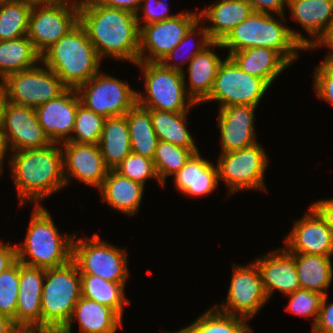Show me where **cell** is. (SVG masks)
<instances>
[{
	"instance_id": "obj_44",
	"label": "cell",
	"mask_w": 333,
	"mask_h": 333,
	"mask_svg": "<svg viewBox=\"0 0 333 333\" xmlns=\"http://www.w3.org/2000/svg\"><path fill=\"white\" fill-rule=\"evenodd\" d=\"M316 96L333 104V56H325L314 71Z\"/></svg>"
},
{
	"instance_id": "obj_40",
	"label": "cell",
	"mask_w": 333,
	"mask_h": 333,
	"mask_svg": "<svg viewBox=\"0 0 333 333\" xmlns=\"http://www.w3.org/2000/svg\"><path fill=\"white\" fill-rule=\"evenodd\" d=\"M19 294V261L0 273V314L8 316L16 324Z\"/></svg>"
},
{
	"instance_id": "obj_45",
	"label": "cell",
	"mask_w": 333,
	"mask_h": 333,
	"mask_svg": "<svg viewBox=\"0 0 333 333\" xmlns=\"http://www.w3.org/2000/svg\"><path fill=\"white\" fill-rule=\"evenodd\" d=\"M142 4H144L143 7ZM167 6L168 4L162 0H142L141 11L145 22L143 25L174 18L176 15H170Z\"/></svg>"
},
{
	"instance_id": "obj_2",
	"label": "cell",
	"mask_w": 333,
	"mask_h": 333,
	"mask_svg": "<svg viewBox=\"0 0 333 333\" xmlns=\"http://www.w3.org/2000/svg\"><path fill=\"white\" fill-rule=\"evenodd\" d=\"M13 154L8 162L19 205L31 201L36 206L41 205V200L65 187L60 143H51L39 149L14 151Z\"/></svg>"
},
{
	"instance_id": "obj_13",
	"label": "cell",
	"mask_w": 333,
	"mask_h": 333,
	"mask_svg": "<svg viewBox=\"0 0 333 333\" xmlns=\"http://www.w3.org/2000/svg\"><path fill=\"white\" fill-rule=\"evenodd\" d=\"M41 62V66L7 75L9 102L36 108L57 98L67 87L61 79Z\"/></svg>"
},
{
	"instance_id": "obj_17",
	"label": "cell",
	"mask_w": 333,
	"mask_h": 333,
	"mask_svg": "<svg viewBox=\"0 0 333 333\" xmlns=\"http://www.w3.org/2000/svg\"><path fill=\"white\" fill-rule=\"evenodd\" d=\"M61 149L66 186L74 178L99 189L110 170L103 160L99 145L64 142Z\"/></svg>"
},
{
	"instance_id": "obj_8",
	"label": "cell",
	"mask_w": 333,
	"mask_h": 333,
	"mask_svg": "<svg viewBox=\"0 0 333 333\" xmlns=\"http://www.w3.org/2000/svg\"><path fill=\"white\" fill-rule=\"evenodd\" d=\"M72 242V260L80 274L96 275L113 283H126L128 280V259L124 249L101 240L99 234L92 238L75 239Z\"/></svg>"
},
{
	"instance_id": "obj_19",
	"label": "cell",
	"mask_w": 333,
	"mask_h": 333,
	"mask_svg": "<svg viewBox=\"0 0 333 333\" xmlns=\"http://www.w3.org/2000/svg\"><path fill=\"white\" fill-rule=\"evenodd\" d=\"M80 104L77 89L67 88L57 98L35 108L39 123L52 143H63L71 138Z\"/></svg>"
},
{
	"instance_id": "obj_27",
	"label": "cell",
	"mask_w": 333,
	"mask_h": 333,
	"mask_svg": "<svg viewBox=\"0 0 333 333\" xmlns=\"http://www.w3.org/2000/svg\"><path fill=\"white\" fill-rule=\"evenodd\" d=\"M287 7L293 20L313 37L309 49H314L333 20V0H288Z\"/></svg>"
},
{
	"instance_id": "obj_18",
	"label": "cell",
	"mask_w": 333,
	"mask_h": 333,
	"mask_svg": "<svg viewBox=\"0 0 333 333\" xmlns=\"http://www.w3.org/2000/svg\"><path fill=\"white\" fill-rule=\"evenodd\" d=\"M309 209L284 238V248L289 253L332 256L333 231L312 206Z\"/></svg>"
},
{
	"instance_id": "obj_28",
	"label": "cell",
	"mask_w": 333,
	"mask_h": 333,
	"mask_svg": "<svg viewBox=\"0 0 333 333\" xmlns=\"http://www.w3.org/2000/svg\"><path fill=\"white\" fill-rule=\"evenodd\" d=\"M99 190L103 202L111 208L130 216L139 211L144 193L142 184L123 177L115 170H109Z\"/></svg>"
},
{
	"instance_id": "obj_15",
	"label": "cell",
	"mask_w": 333,
	"mask_h": 333,
	"mask_svg": "<svg viewBox=\"0 0 333 333\" xmlns=\"http://www.w3.org/2000/svg\"><path fill=\"white\" fill-rule=\"evenodd\" d=\"M227 301L218 310L248 320L265 305L268 297L264 291L261 274L253 261L247 266L233 265Z\"/></svg>"
},
{
	"instance_id": "obj_34",
	"label": "cell",
	"mask_w": 333,
	"mask_h": 333,
	"mask_svg": "<svg viewBox=\"0 0 333 333\" xmlns=\"http://www.w3.org/2000/svg\"><path fill=\"white\" fill-rule=\"evenodd\" d=\"M151 113L153 129L158 140L183 148H197L188 131L187 112H168L148 109Z\"/></svg>"
},
{
	"instance_id": "obj_30",
	"label": "cell",
	"mask_w": 333,
	"mask_h": 333,
	"mask_svg": "<svg viewBox=\"0 0 333 333\" xmlns=\"http://www.w3.org/2000/svg\"><path fill=\"white\" fill-rule=\"evenodd\" d=\"M98 145L110 170H114L132 152L125 115L105 119Z\"/></svg>"
},
{
	"instance_id": "obj_12",
	"label": "cell",
	"mask_w": 333,
	"mask_h": 333,
	"mask_svg": "<svg viewBox=\"0 0 333 333\" xmlns=\"http://www.w3.org/2000/svg\"><path fill=\"white\" fill-rule=\"evenodd\" d=\"M79 22V4L62 1L33 5L29 15L28 38L42 55Z\"/></svg>"
},
{
	"instance_id": "obj_16",
	"label": "cell",
	"mask_w": 333,
	"mask_h": 333,
	"mask_svg": "<svg viewBox=\"0 0 333 333\" xmlns=\"http://www.w3.org/2000/svg\"><path fill=\"white\" fill-rule=\"evenodd\" d=\"M1 127L13 152L44 148L52 143L41 127L33 107L9 102Z\"/></svg>"
},
{
	"instance_id": "obj_55",
	"label": "cell",
	"mask_w": 333,
	"mask_h": 333,
	"mask_svg": "<svg viewBox=\"0 0 333 333\" xmlns=\"http://www.w3.org/2000/svg\"><path fill=\"white\" fill-rule=\"evenodd\" d=\"M32 5L56 4L64 0H24Z\"/></svg>"
},
{
	"instance_id": "obj_42",
	"label": "cell",
	"mask_w": 333,
	"mask_h": 333,
	"mask_svg": "<svg viewBox=\"0 0 333 333\" xmlns=\"http://www.w3.org/2000/svg\"><path fill=\"white\" fill-rule=\"evenodd\" d=\"M201 21H197L190 29L189 31L185 34V37L180 41V43L165 57L163 58V60L160 62L164 67L171 69V70H175V71H179V72H184V68L182 67V64H184V61L182 59V62L176 63L174 62V64L169 63L170 61H173L174 59H176V55L178 54L179 50H182V47L184 46V48L187 46L186 44L192 40V38L197 35H201L200 40L197 41L198 43L196 44L197 47L196 49L193 51L191 50L190 53L188 52V55L185 58V62H190L198 53L202 52L207 46H209L213 41L210 39L207 30L205 29V26H201L199 23ZM200 25V28H199ZM199 28V29H198ZM188 47V46H187ZM191 49V48H190ZM180 50V51H181ZM187 50V49H186ZM189 50V48H188ZM183 51V50H182ZM179 55V54H178ZM182 55V54H181ZM177 60V59H176ZM169 63V64H168ZM176 63V64H175Z\"/></svg>"
},
{
	"instance_id": "obj_49",
	"label": "cell",
	"mask_w": 333,
	"mask_h": 333,
	"mask_svg": "<svg viewBox=\"0 0 333 333\" xmlns=\"http://www.w3.org/2000/svg\"><path fill=\"white\" fill-rule=\"evenodd\" d=\"M16 261V244L12 246L9 242L4 244L3 241H0V273L12 266Z\"/></svg>"
},
{
	"instance_id": "obj_36",
	"label": "cell",
	"mask_w": 333,
	"mask_h": 333,
	"mask_svg": "<svg viewBox=\"0 0 333 333\" xmlns=\"http://www.w3.org/2000/svg\"><path fill=\"white\" fill-rule=\"evenodd\" d=\"M250 328L244 318L222 312L214 306L189 326L164 333H245Z\"/></svg>"
},
{
	"instance_id": "obj_52",
	"label": "cell",
	"mask_w": 333,
	"mask_h": 333,
	"mask_svg": "<svg viewBox=\"0 0 333 333\" xmlns=\"http://www.w3.org/2000/svg\"><path fill=\"white\" fill-rule=\"evenodd\" d=\"M22 331L12 319L0 314V333H19Z\"/></svg>"
},
{
	"instance_id": "obj_22",
	"label": "cell",
	"mask_w": 333,
	"mask_h": 333,
	"mask_svg": "<svg viewBox=\"0 0 333 333\" xmlns=\"http://www.w3.org/2000/svg\"><path fill=\"white\" fill-rule=\"evenodd\" d=\"M254 262L260 271L268 299L273 295L274 290L287 296L301 289L295 259L285 248L272 250Z\"/></svg>"
},
{
	"instance_id": "obj_21",
	"label": "cell",
	"mask_w": 333,
	"mask_h": 333,
	"mask_svg": "<svg viewBox=\"0 0 333 333\" xmlns=\"http://www.w3.org/2000/svg\"><path fill=\"white\" fill-rule=\"evenodd\" d=\"M256 106L232 105L219 109L221 153L247 148L257 143L254 117Z\"/></svg>"
},
{
	"instance_id": "obj_53",
	"label": "cell",
	"mask_w": 333,
	"mask_h": 333,
	"mask_svg": "<svg viewBox=\"0 0 333 333\" xmlns=\"http://www.w3.org/2000/svg\"><path fill=\"white\" fill-rule=\"evenodd\" d=\"M327 46L329 48L330 52L326 56H333V20L331 22L330 27L328 28L326 34L322 37V39L314 46L322 47Z\"/></svg>"
},
{
	"instance_id": "obj_31",
	"label": "cell",
	"mask_w": 333,
	"mask_h": 333,
	"mask_svg": "<svg viewBox=\"0 0 333 333\" xmlns=\"http://www.w3.org/2000/svg\"><path fill=\"white\" fill-rule=\"evenodd\" d=\"M295 259L301 289L326 295L333 280L331 256L290 253Z\"/></svg>"
},
{
	"instance_id": "obj_56",
	"label": "cell",
	"mask_w": 333,
	"mask_h": 333,
	"mask_svg": "<svg viewBox=\"0 0 333 333\" xmlns=\"http://www.w3.org/2000/svg\"><path fill=\"white\" fill-rule=\"evenodd\" d=\"M64 1H71V2H74V3H77V4H82V3H85V2H88V1H91V0H80V1H77V0H64Z\"/></svg>"
},
{
	"instance_id": "obj_58",
	"label": "cell",
	"mask_w": 333,
	"mask_h": 333,
	"mask_svg": "<svg viewBox=\"0 0 333 333\" xmlns=\"http://www.w3.org/2000/svg\"><path fill=\"white\" fill-rule=\"evenodd\" d=\"M245 333H254L251 327Z\"/></svg>"
},
{
	"instance_id": "obj_26",
	"label": "cell",
	"mask_w": 333,
	"mask_h": 333,
	"mask_svg": "<svg viewBox=\"0 0 333 333\" xmlns=\"http://www.w3.org/2000/svg\"><path fill=\"white\" fill-rule=\"evenodd\" d=\"M77 320L80 333H115L122 327V318L111 308L81 296L74 306L68 324L59 333H71V325Z\"/></svg>"
},
{
	"instance_id": "obj_7",
	"label": "cell",
	"mask_w": 333,
	"mask_h": 333,
	"mask_svg": "<svg viewBox=\"0 0 333 333\" xmlns=\"http://www.w3.org/2000/svg\"><path fill=\"white\" fill-rule=\"evenodd\" d=\"M143 72L145 95L137 93V104L146 109L187 112L196 105L185 89V72L164 67L160 62H137Z\"/></svg>"
},
{
	"instance_id": "obj_6",
	"label": "cell",
	"mask_w": 333,
	"mask_h": 333,
	"mask_svg": "<svg viewBox=\"0 0 333 333\" xmlns=\"http://www.w3.org/2000/svg\"><path fill=\"white\" fill-rule=\"evenodd\" d=\"M80 297L81 276L73 260L45 269L41 299L42 332L59 333L68 324Z\"/></svg>"
},
{
	"instance_id": "obj_43",
	"label": "cell",
	"mask_w": 333,
	"mask_h": 333,
	"mask_svg": "<svg viewBox=\"0 0 333 333\" xmlns=\"http://www.w3.org/2000/svg\"><path fill=\"white\" fill-rule=\"evenodd\" d=\"M287 297L290 300L287 311L301 317H313L312 326L314 327L324 295L306 289H298Z\"/></svg>"
},
{
	"instance_id": "obj_24",
	"label": "cell",
	"mask_w": 333,
	"mask_h": 333,
	"mask_svg": "<svg viewBox=\"0 0 333 333\" xmlns=\"http://www.w3.org/2000/svg\"><path fill=\"white\" fill-rule=\"evenodd\" d=\"M177 191L189 197H200L212 193L218 186V167L204 159L199 151L174 175Z\"/></svg>"
},
{
	"instance_id": "obj_32",
	"label": "cell",
	"mask_w": 333,
	"mask_h": 333,
	"mask_svg": "<svg viewBox=\"0 0 333 333\" xmlns=\"http://www.w3.org/2000/svg\"><path fill=\"white\" fill-rule=\"evenodd\" d=\"M41 55L35 50L28 36L0 41V78L21 70L35 67Z\"/></svg>"
},
{
	"instance_id": "obj_46",
	"label": "cell",
	"mask_w": 333,
	"mask_h": 333,
	"mask_svg": "<svg viewBox=\"0 0 333 333\" xmlns=\"http://www.w3.org/2000/svg\"><path fill=\"white\" fill-rule=\"evenodd\" d=\"M328 295H324L318 319L312 327V333H333V303L327 304Z\"/></svg>"
},
{
	"instance_id": "obj_5",
	"label": "cell",
	"mask_w": 333,
	"mask_h": 333,
	"mask_svg": "<svg viewBox=\"0 0 333 333\" xmlns=\"http://www.w3.org/2000/svg\"><path fill=\"white\" fill-rule=\"evenodd\" d=\"M73 238L74 234L60 235L48 210L35 205L25 241L16 244L17 260L42 269L65 265L72 260Z\"/></svg>"
},
{
	"instance_id": "obj_20",
	"label": "cell",
	"mask_w": 333,
	"mask_h": 333,
	"mask_svg": "<svg viewBox=\"0 0 333 333\" xmlns=\"http://www.w3.org/2000/svg\"><path fill=\"white\" fill-rule=\"evenodd\" d=\"M45 269L19 261L16 325L24 331H42L41 299Z\"/></svg>"
},
{
	"instance_id": "obj_25",
	"label": "cell",
	"mask_w": 333,
	"mask_h": 333,
	"mask_svg": "<svg viewBox=\"0 0 333 333\" xmlns=\"http://www.w3.org/2000/svg\"><path fill=\"white\" fill-rule=\"evenodd\" d=\"M211 47L222 49L221 42H212L188 63L189 86L185 82L188 96L195 104L203 103L211 94L218 69L223 62Z\"/></svg>"
},
{
	"instance_id": "obj_10",
	"label": "cell",
	"mask_w": 333,
	"mask_h": 333,
	"mask_svg": "<svg viewBox=\"0 0 333 333\" xmlns=\"http://www.w3.org/2000/svg\"><path fill=\"white\" fill-rule=\"evenodd\" d=\"M270 85L261 78L252 76L227 56L221 63L209 97L204 101L220 103V108L232 105L258 106Z\"/></svg>"
},
{
	"instance_id": "obj_35",
	"label": "cell",
	"mask_w": 333,
	"mask_h": 333,
	"mask_svg": "<svg viewBox=\"0 0 333 333\" xmlns=\"http://www.w3.org/2000/svg\"><path fill=\"white\" fill-rule=\"evenodd\" d=\"M80 276L81 296L113 309L122 318L124 306L130 304L124 296L126 283H113L91 274Z\"/></svg>"
},
{
	"instance_id": "obj_37",
	"label": "cell",
	"mask_w": 333,
	"mask_h": 333,
	"mask_svg": "<svg viewBox=\"0 0 333 333\" xmlns=\"http://www.w3.org/2000/svg\"><path fill=\"white\" fill-rule=\"evenodd\" d=\"M32 6L24 0L0 1V41L28 35Z\"/></svg>"
},
{
	"instance_id": "obj_57",
	"label": "cell",
	"mask_w": 333,
	"mask_h": 333,
	"mask_svg": "<svg viewBox=\"0 0 333 333\" xmlns=\"http://www.w3.org/2000/svg\"><path fill=\"white\" fill-rule=\"evenodd\" d=\"M19 333H45V332H42V331H20Z\"/></svg>"
},
{
	"instance_id": "obj_33",
	"label": "cell",
	"mask_w": 333,
	"mask_h": 333,
	"mask_svg": "<svg viewBox=\"0 0 333 333\" xmlns=\"http://www.w3.org/2000/svg\"><path fill=\"white\" fill-rule=\"evenodd\" d=\"M125 116L132 152L153 159L158 137L153 129L150 111L136 104Z\"/></svg>"
},
{
	"instance_id": "obj_54",
	"label": "cell",
	"mask_w": 333,
	"mask_h": 333,
	"mask_svg": "<svg viewBox=\"0 0 333 333\" xmlns=\"http://www.w3.org/2000/svg\"><path fill=\"white\" fill-rule=\"evenodd\" d=\"M8 149L10 150L6 136L3 132L2 127L0 126V175L3 171V159H5V155L7 154L6 152L8 151Z\"/></svg>"
},
{
	"instance_id": "obj_23",
	"label": "cell",
	"mask_w": 333,
	"mask_h": 333,
	"mask_svg": "<svg viewBox=\"0 0 333 333\" xmlns=\"http://www.w3.org/2000/svg\"><path fill=\"white\" fill-rule=\"evenodd\" d=\"M253 12L247 0H220L201 10L199 20L210 22L212 25H205L210 39L213 42H221L233 28Z\"/></svg>"
},
{
	"instance_id": "obj_47",
	"label": "cell",
	"mask_w": 333,
	"mask_h": 333,
	"mask_svg": "<svg viewBox=\"0 0 333 333\" xmlns=\"http://www.w3.org/2000/svg\"><path fill=\"white\" fill-rule=\"evenodd\" d=\"M252 8L253 11L256 13H266L279 15L285 21L284 15V7L287 6L288 0H247ZM286 6H285V5Z\"/></svg>"
},
{
	"instance_id": "obj_51",
	"label": "cell",
	"mask_w": 333,
	"mask_h": 333,
	"mask_svg": "<svg viewBox=\"0 0 333 333\" xmlns=\"http://www.w3.org/2000/svg\"><path fill=\"white\" fill-rule=\"evenodd\" d=\"M9 104V95H8V87L6 81L1 79L0 81V126H2L4 113Z\"/></svg>"
},
{
	"instance_id": "obj_41",
	"label": "cell",
	"mask_w": 333,
	"mask_h": 333,
	"mask_svg": "<svg viewBox=\"0 0 333 333\" xmlns=\"http://www.w3.org/2000/svg\"><path fill=\"white\" fill-rule=\"evenodd\" d=\"M114 170L143 186L148 178H153L164 187L156 173L153 160L140 154L131 152Z\"/></svg>"
},
{
	"instance_id": "obj_9",
	"label": "cell",
	"mask_w": 333,
	"mask_h": 333,
	"mask_svg": "<svg viewBox=\"0 0 333 333\" xmlns=\"http://www.w3.org/2000/svg\"><path fill=\"white\" fill-rule=\"evenodd\" d=\"M217 162L219 180L224 181L231 195L248 189L265 190L264 173L268 157L256 144L236 151L221 153Z\"/></svg>"
},
{
	"instance_id": "obj_1",
	"label": "cell",
	"mask_w": 333,
	"mask_h": 333,
	"mask_svg": "<svg viewBox=\"0 0 333 333\" xmlns=\"http://www.w3.org/2000/svg\"><path fill=\"white\" fill-rule=\"evenodd\" d=\"M79 23L101 59L110 56L138 62L140 28L135 13L91 0L79 4Z\"/></svg>"
},
{
	"instance_id": "obj_39",
	"label": "cell",
	"mask_w": 333,
	"mask_h": 333,
	"mask_svg": "<svg viewBox=\"0 0 333 333\" xmlns=\"http://www.w3.org/2000/svg\"><path fill=\"white\" fill-rule=\"evenodd\" d=\"M105 117L80 104L71 138L66 142L99 144Z\"/></svg>"
},
{
	"instance_id": "obj_29",
	"label": "cell",
	"mask_w": 333,
	"mask_h": 333,
	"mask_svg": "<svg viewBox=\"0 0 333 333\" xmlns=\"http://www.w3.org/2000/svg\"><path fill=\"white\" fill-rule=\"evenodd\" d=\"M229 57L241 70L264 79L269 85L290 65L277 51L265 47L237 51Z\"/></svg>"
},
{
	"instance_id": "obj_50",
	"label": "cell",
	"mask_w": 333,
	"mask_h": 333,
	"mask_svg": "<svg viewBox=\"0 0 333 333\" xmlns=\"http://www.w3.org/2000/svg\"><path fill=\"white\" fill-rule=\"evenodd\" d=\"M333 231V198L322 199L311 205Z\"/></svg>"
},
{
	"instance_id": "obj_3",
	"label": "cell",
	"mask_w": 333,
	"mask_h": 333,
	"mask_svg": "<svg viewBox=\"0 0 333 333\" xmlns=\"http://www.w3.org/2000/svg\"><path fill=\"white\" fill-rule=\"evenodd\" d=\"M274 15L253 12L221 41L231 53L265 47L277 51L289 64L298 58V50H309V39L288 28Z\"/></svg>"
},
{
	"instance_id": "obj_11",
	"label": "cell",
	"mask_w": 333,
	"mask_h": 333,
	"mask_svg": "<svg viewBox=\"0 0 333 333\" xmlns=\"http://www.w3.org/2000/svg\"><path fill=\"white\" fill-rule=\"evenodd\" d=\"M81 104L105 118L123 116L137 104V91L108 74L97 73L77 88Z\"/></svg>"
},
{
	"instance_id": "obj_48",
	"label": "cell",
	"mask_w": 333,
	"mask_h": 333,
	"mask_svg": "<svg viewBox=\"0 0 333 333\" xmlns=\"http://www.w3.org/2000/svg\"><path fill=\"white\" fill-rule=\"evenodd\" d=\"M100 4L110 7V8H117V9H124L135 13L137 15V22L140 28V9H141V2L142 0H97Z\"/></svg>"
},
{
	"instance_id": "obj_14",
	"label": "cell",
	"mask_w": 333,
	"mask_h": 333,
	"mask_svg": "<svg viewBox=\"0 0 333 333\" xmlns=\"http://www.w3.org/2000/svg\"><path fill=\"white\" fill-rule=\"evenodd\" d=\"M197 21L199 14L190 11L178 13L171 19L141 25L138 62H161Z\"/></svg>"
},
{
	"instance_id": "obj_38",
	"label": "cell",
	"mask_w": 333,
	"mask_h": 333,
	"mask_svg": "<svg viewBox=\"0 0 333 333\" xmlns=\"http://www.w3.org/2000/svg\"><path fill=\"white\" fill-rule=\"evenodd\" d=\"M198 148H183L158 140L153 162L160 182L164 185L167 176L175 175Z\"/></svg>"
},
{
	"instance_id": "obj_4",
	"label": "cell",
	"mask_w": 333,
	"mask_h": 333,
	"mask_svg": "<svg viewBox=\"0 0 333 333\" xmlns=\"http://www.w3.org/2000/svg\"><path fill=\"white\" fill-rule=\"evenodd\" d=\"M101 60L79 22L41 55V62L75 89L100 72Z\"/></svg>"
}]
</instances>
